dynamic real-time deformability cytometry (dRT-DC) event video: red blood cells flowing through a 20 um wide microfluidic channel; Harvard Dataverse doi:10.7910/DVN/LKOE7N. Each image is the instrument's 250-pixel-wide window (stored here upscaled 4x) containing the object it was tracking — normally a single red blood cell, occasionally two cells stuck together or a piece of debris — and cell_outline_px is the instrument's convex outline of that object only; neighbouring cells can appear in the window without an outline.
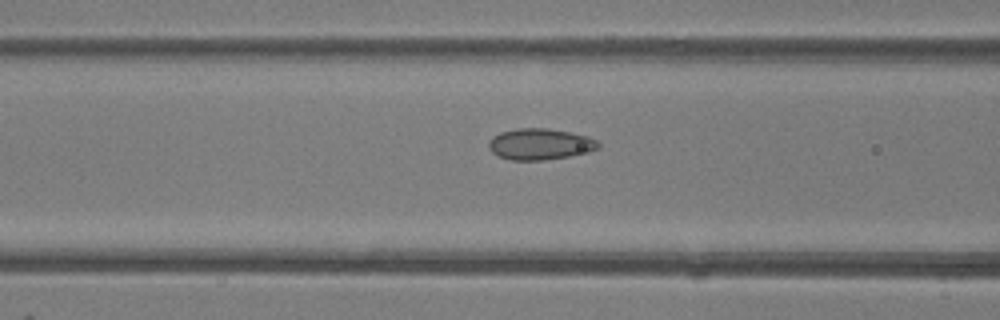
{"species": "common noctule bat (a hibernating species)", "species_latin": "Nyctalus noctula", "temperature_condition": "room temperature", "stored_images_in_passage": 49, "camera_frame_rate_fps": 3000, "um_per_image_px": 0.085, "animal": {"sex": "female"}, "frame": {"image": 1, "passage_image": 20, "time_ms": 6.333, "image_size_px": [1000, 320], "cell_outline_px": [[600, 148], [588, 152], [568, 156], [544, 160], [512, 160], [500, 156], [492, 152], [488, 148], [488, 140], [492, 136], [500, 132], [516, 128], [548, 128], [588, 136], [596, 140], [600, 144]], "centroid_in_image_um": [45.88, 12.24], "position_along_channel_um": 120.7, "area_um2": 20.0}}
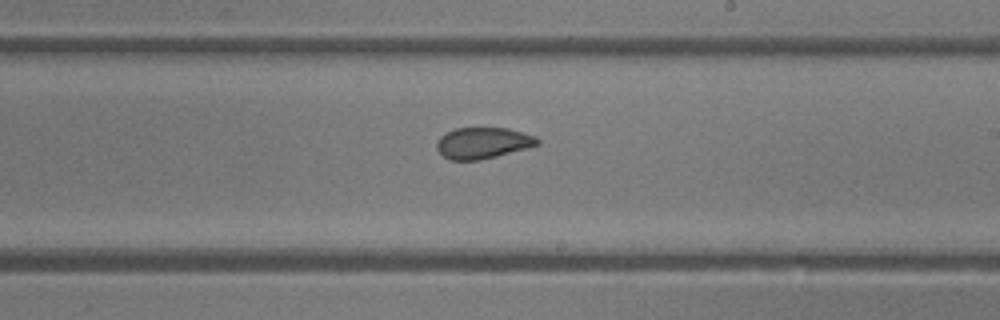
{"frame": {"image": 2, "passage_image": 29, "time_ms": 9.333, "image_size_px": [1000, 320], "cell_outline_px": [[540, 144], [528, 148], [480, 160], [448, 160], [436, 148], [436, 144], [440, 136], [444, 132], [456, 128], [508, 128], [536, 136], [540, 140]], "centroid_in_image_um": [41.04, 12.15], "position_along_channel_um": 248.0, "area_um2": 18.44}}
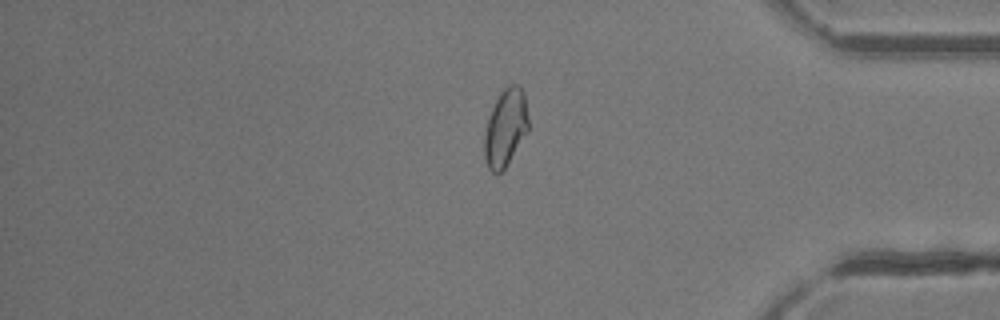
{"frame": {"image": 3, "passage_image": 41, "time_ms": 13.333, "image_size_px": [1000, 320], "cell_outline_px": [[528, 132], [508, 164], [496, 176], [488, 168], [484, 160], [484, 132], [488, 116], [500, 92], [508, 84], [520, 84], [524, 92], [528, 120]], "centroid_in_image_um": [42.96, 10.87], "position_along_channel_um": 392.2, "area_um2": 20.23}, "authors_computed_cell_mechanics": {"area_um2": 20.23, "velocity_mm_per_s": 4.24, "shape_relaxation_time_tau1_ms": null, "shape_relaxation_time_tau2_ms": 1.2757, "deformation_change_tau1": null, "deformation_change_tau2": 0.0536}}